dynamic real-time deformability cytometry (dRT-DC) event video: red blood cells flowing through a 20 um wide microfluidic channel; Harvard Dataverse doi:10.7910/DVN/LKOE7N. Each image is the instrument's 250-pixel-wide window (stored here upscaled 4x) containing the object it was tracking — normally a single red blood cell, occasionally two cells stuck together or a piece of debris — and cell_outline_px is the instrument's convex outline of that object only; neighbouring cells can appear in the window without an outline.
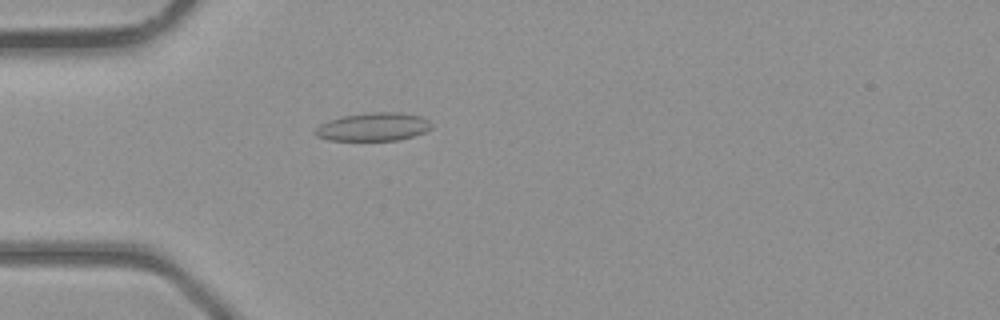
{"species": "common noctule bat (a hibernating species)", "species_latin": "Nyctalus noctula", "temperature_condition": "room temperature", "stored_images_in_passage": 33, "camera_frame_rate_fps": 3000, "um_per_image_px": 0.085, "animal": {"sex": "male", "body_mass_g": 23.1, "forearm_length_mm": 52.7}, "frame": {"image": 1, "passage_image": 4, "time_ms": 1.0, "image_size_px": [1000, 320], "cell_outline_px": [[432, 128], [424, 132], [400, 140], [328, 140], [316, 136], [312, 132], [320, 124], [328, 120], [344, 116], [372, 112], [396, 112], [424, 116], [432, 124]], "centroid_in_image_um": [31.73, 10.78], "position_along_channel_um": 53.3, "area_um2": 19.19}}
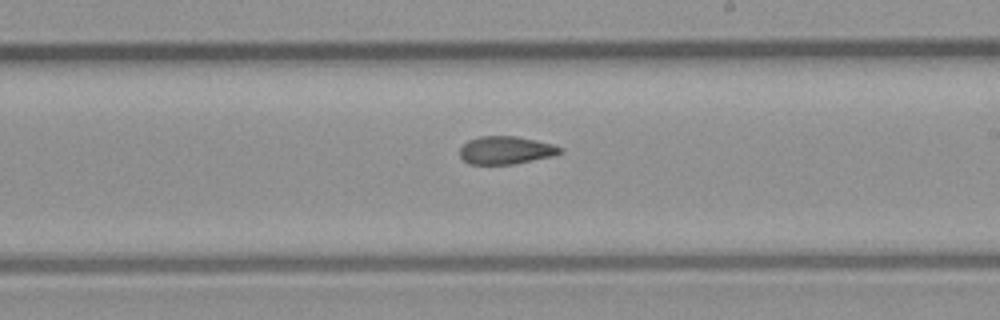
{"frame": {"image": 2, "passage_image": 16, "time_ms": 5.0, "image_size_px": [1000, 320], "cell_outline_px": [[564, 148], [560, 152], [552, 156], [512, 164], [468, 164], [460, 156], [460, 148], [468, 140], [480, 136], [516, 136], [536, 140], [552, 144]], "centroid_in_image_um": [42.97, 12.76], "position_along_channel_um": 246.0, "area_um2": 16.18}}
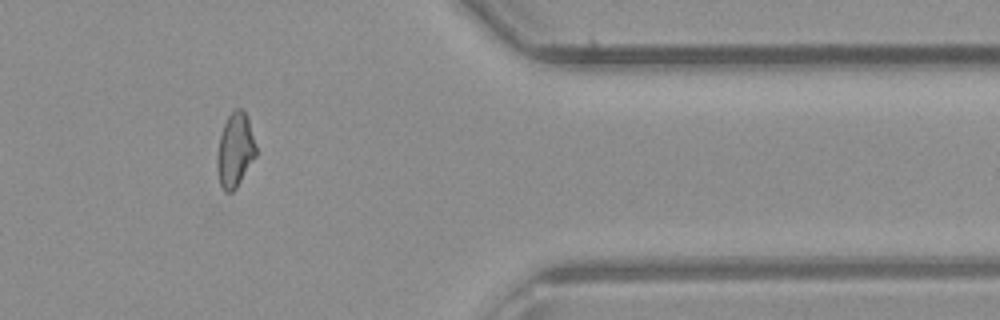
{"frame": {"image": 3, "passage_image": 26, "time_ms": 8.333, "image_size_px": [1000, 320], "cell_outline_px": [[256, 156], [236, 188], [232, 192], [224, 192], [220, 184], [216, 164], [216, 160], [220, 136], [224, 124], [228, 116], [236, 108], [240, 108], [248, 116], [256, 148]], "centroid_in_image_um": [19.98, 12.77], "position_along_channel_um": 391.4, "area_um2": 16.7}}